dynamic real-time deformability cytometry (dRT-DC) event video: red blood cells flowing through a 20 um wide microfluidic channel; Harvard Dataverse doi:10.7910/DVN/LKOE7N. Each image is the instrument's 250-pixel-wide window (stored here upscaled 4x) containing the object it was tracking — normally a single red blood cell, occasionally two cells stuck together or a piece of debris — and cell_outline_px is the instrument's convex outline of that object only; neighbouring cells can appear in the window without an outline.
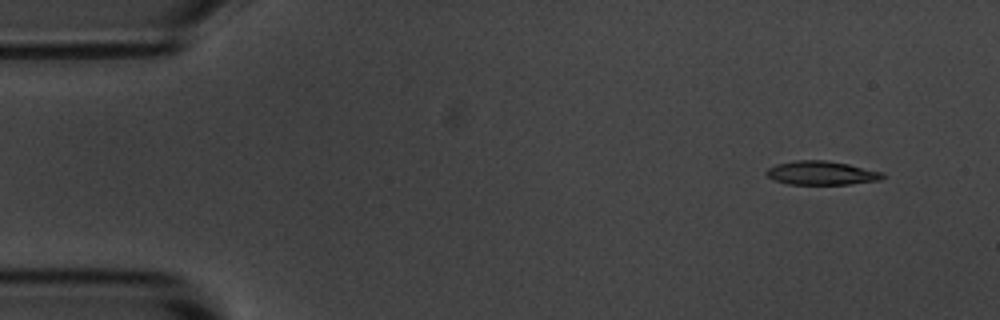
{"species": "common noctule bat (a hibernating species)", "species_latin": "Nyctalus noctula", "temperature_condition": "room temperature", "stored_images_in_passage": 4, "camera_frame_rate_fps": 3000, "um_per_image_px": 0.085, "animal": {"sex": "male", "body_mass_g": 20.1, "forearm_length_mm": 53.5}, "frame": {"image": 1, "passage_image": 1, "time_ms": 0.0, "image_size_px": [1000, 320], "cell_outline_px": [[884, 176], [880, 180], [848, 184], [788, 184], [772, 180], [764, 172], [768, 168], [776, 164], [796, 160], [824, 160], [848, 164], [884, 172]], "centroid_in_image_um": [69.8, 14.7], "position_along_channel_um": 15.2, "area_um2": 16.13}}
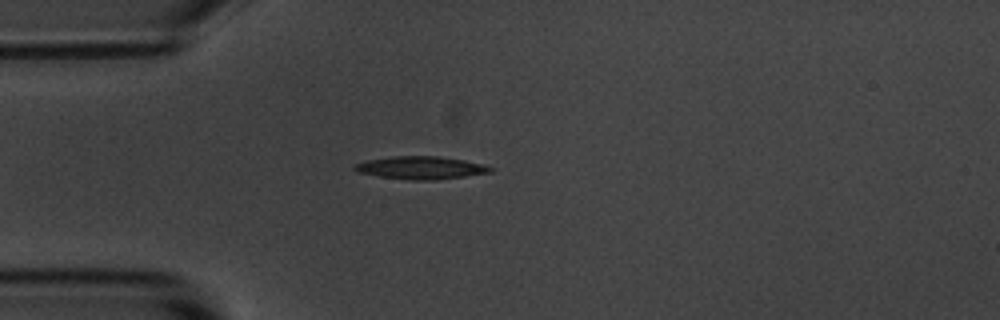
{"frame": {"image": 2, "passage_image": 4, "time_ms": 3.333, "image_size_px": [1000, 320], "cell_outline_px": [[496, 168], [492, 172], [436, 180], [408, 180], [380, 176], [356, 172], [352, 168], [352, 164], [368, 160], [392, 156], [436, 156], [464, 160], [484, 164]], "centroid_in_image_um": [35.76, 14.26], "position_along_channel_um": 49.2, "area_um2": 18.15}}